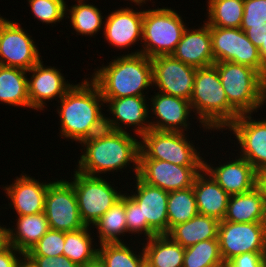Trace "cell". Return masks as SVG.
Returning <instances> with one entry per match:
<instances>
[{
	"mask_svg": "<svg viewBox=\"0 0 266 267\" xmlns=\"http://www.w3.org/2000/svg\"><path fill=\"white\" fill-rule=\"evenodd\" d=\"M91 76L89 79L98 86L103 99L146 96L144 90L153 87L151 58L144 54H123L97 68Z\"/></svg>",
	"mask_w": 266,
	"mask_h": 267,
	"instance_id": "cell-1",
	"label": "cell"
},
{
	"mask_svg": "<svg viewBox=\"0 0 266 267\" xmlns=\"http://www.w3.org/2000/svg\"><path fill=\"white\" fill-rule=\"evenodd\" d=\"M86 146V147H85ZM76 171L88 176H100L129 167L138 175L139 141L129 132H116L113 136L84 144ZM84 150V151H83ZM100 173V174H99Z\"/></svg>",
	"mask_w": 266,
	"mask_h": 267,
	"instance_id": "cell-2",
	"label": "cell"
},
{
	"mask_svg": "<svg viewBox=\"0 0 266 267\" xmlns=\"http://www.w3.org/2000/svg\"><path fill=\"white\" fill-rule=\"evenodd\" d=\"M190 104L205 130L223 131L240 116L230 106L213 65L196 69Z\"/></svg>",
	"mask_w": 266,
	"mask_h": 267,
	"instance_id": "cell-3",
	"label": "cell"
},
{
	"mask_svg": "<svg viewBox=\"0 0 266 267\" xmlns=\"http://www.w3.org/2000/svg\"><path fill=\"white\" fill-rule=\"evenodd\" d=\"M73 86L59 101L56 111L60 118V137L80 142L89 127L103 112L105 101L98 86L88 78Z\"/></svg>",
	"mask_w": 266,
	"mask_h": 267,
	"instance_id": "cell-4",
	"label": "cell"
},
{
	"mask_svg": "<svg viewBox=\"0 0 266 267\" xmlns=\"http://www.w3.org/2000/svg\"><path fill=\"white\" fill-rule=\"evenodd\" d=\"M213 66L230 106L239 115L258 112L266 103V79L258 71L234 62H215Z\"/></svg>",
	"mask_w": 266,
	"mask_h": 267,
	"instance_id": "cell-5",
	"label": "cell"
},
{
	"mask_svg": "<svg viewBox=\"0 0 266 267\" xmlns=\"http://www.w3.org/2000/svg\"><path fill=\"white\" fill-rule=\"evenodd\" d=\"M180 14L170 7L144 10L141 50L129 55L144 54L152 58L172 55L187 28Z\"/></svg>",
	"mask_w": 266,
	"mask_h": 267,
	"instance_id": "cell-6",
	"label": "cell"
},
{
	"mask_svg": "<svg viewBox=\"0 0 266 267\" xmlns=\"http://www.w3.org/2000/svg\"><path fill=\"white\" fill-rule=\"evenodd\" d=\"M185 132L150 129L139 139V159L168 161L179 166H203L204 158Z\"/></svg>",
	"mask_w": 266,
	"mask_h": 267,
	"instance_id": "cell-7",
	"label": "cell"
},
{
	"mask_svg": "<svg viewBox=\"0 0 266 267\" xmlns=\"http://www.w3.org/2000/svg\"><path fill=\"white\" fill-rule=\"evenodd\" d=\"M73 185L81 219L86 226H91L118 200L123 193L117 191L107 178L101 176H88L78 171H73Z\"/></svg>",
	"mask_w": 266,
	"mask_h": 267,
	"instance_id": "cell-8",
	"label": "cell"
},
{
	"mask_svg": "<svg viewBox=\"0 0 266 267\" xmlns=\"http://www.w3.org/2000/svg\"><path fill=\"white\" fill-rule=\"evenodd\" d=\"M215 62H234L251 67L266 79V66L258 48L241 28L210 27Z\"/></svg>",
	"mask_w": 266,
	"mask_h": 267,
	"instance_id": "cell-9",
	"label": "cell"
},
{
	"mask_svg": "<svg viewBox=\"0 0 266 267\" xmlns=\"http://www.w3.org/2000/svg\"><path fill=\"white\" fill-rule=\"evenodd\" d=\"M31 38L21 24L0 14V65L29 71L42 59Z\"/></svg>",
	"mask_w": 266,
	"mask_h": 267,
	"instance_id": "cell-10",
	"label": "cell"
},
{
	"mask_svg": "<svg viewBox=\"0 0 266 267\" xmlns=\"http://www.w3.org/2000/svg\"><path fill=\"white\" fill-rule=\"evenodd\" d=\"M44 213L50 229L69 232L85 227L73 185L66 179L53 181L47 189Z\"/></svg>",
	"mask_w": 266,
	"mask_h": 267,
	"instance_id": "cell-11",
	"label": "cell"
},
{
	"mask_svg": "<svg viewBox=\"0 0 266 267\" xmlns=\"http://www.w3.org/2000/svg\"><path fill=\"white\" fill-rule=\"evenodd\" d=\"M218 240L225 264L243 253L266 252V222L220 221Z\"/></svg>",
	"mask_w": 266,
	"mask_h": 267,
	"instance_id": "cell-12",
	"label": "cell"
},
{
	"mask_svg": "<svg viewBox=\"0 0 266 267\" xmlns=\"http://www.w3.org/2000/svg\"><path fill=\"white\" fill-rule=\"evenodd\" d=\"M151 63L155 89L190 101L197 68L177 60L173 55L152 57Z\"/></svg>",
	"mask_w": 266,
	"mask_h": 267,
	"instance_id": "cell-13",
	"label": "cell"
},
{
	"mask_svg": "<svg viewBox=\"0 0 266 267\" xmlns=\"http://www.w3.org/2000/svg\"><path fill=\"white\" fill-rule=\"evenodd\" d=\"M202 169L203 166H179L168 161L139 159L137 176L148 185L172 192L192 187Z\"/></svg>",
	"mask_w": 266,
	"mask_h": 267,
	"instance_id": "cell-14",
	"label": "cell"
},
{
	"mask_svg": "<svg viewBox=\"0 0 266 267\" xmlns=\"http://www.w3.org/2000/svg\"><path fill=\"white\" fill-rule=\"evenodd\" d=\"M252 113L241 114L225 130L232 131L245 158L256 170L266 168V119H252Z\"/></svg>",
	"mask_w": 266,
	"mask_h": 267,
	"instance_id": "cell-15",
	"label": "cell"
},
{
	"mask_svg": "<svg viewBox=\"0 0 266 267\" xmlns=\"http://www.w3.org/2000/svg\"><path fill=\"white\" fill-rule=\"evenodd\" d=\"M59 70L56 67L44 65L41 59L27 72L29 75L32 74L28 78L29 109L44 110L46 101L61 100L73 86L68 80L66 81Z\"/></svg>",
	"mask_w": 266,
	"mask_h": 267,
	"instance_id": "cell-16",
	"label": "cell"
},
{
	"mask_svg": "<svg viewBox=\"0 0 266 267\" xmlns=\"http://www.w3.org/2000/svg\"><path fill=\"white\" fill-rule=\"evenodd\" d=\"M148 100L152 102L149 112L155 115L153 118L156 117L153 122L149 121L151 129L177 132L190 129L191 124L188 122V117L191 116L190 113L192 112L190 101L162 92H157Z\"/></svg>",
	"mask_w": 266,
	"mask_h": 267,
	"instance_id": "cell-17",
	"label": "cell"
},
{
	"mask_svg": "<svg viewBox=\"0 0 266 267\" xmlns=\"http://www.w3.org/2000/svg\"><path fill=\"white\" fill-rule=\"evenodd\" d=\"M144 10H133V7L116 9L110 12L103 27L104 38L114 48H128L137 41L142 42Z\"/></svg>",
	"mask_w": 266,
	"mask_h": 267,
	"instance_id": "cell-18",
	"label": "cell"
},
{
	"mask_svg": "<svg viewBox=\"0 0 266 267\" xmlns=\"http://www.w3.org/2000/svg\"><path fill=\"white\" fill-rule=\"evenodd\" d=\"M236 158L215 168L203 160V169L229 195L242 194L257 186L254 167L245 158Z\"/></svg>",
	"mask_w": 266,
	"mask_h": 267,
	"instance_id": "cell-19",
	"label": "cell"
},
{
	"mask_svg": "<svg viewBox=\"0 0 266 267\" xmlns=\"http://www.w3.org/2000/svg\"><path fill=\"white\" fill-rule=\"evenodd\" d=\"M52 181L40 182L35 177L21 174L10 185L3 188L10 199L9 206L13 207L17 216L34 215L44 212L45 197L48 186Z\"/></svg>",
	"mask_w": 266,
	"mask_h": 267,
	"instance_id": "cell-20",
	"label": "cell"
},
{
	"mask_svg": "<svg viewBox=\"0 0 266 267\" xmlns=\"http://www.w3.org/2000/svg\"><path fill=\"white\" fill-rule=\"evenodd\" d=\"M135 192L131 197L140 205L142 221H147L148 225L158 234L168 233L167 202L169 192L159 187L148 185L138 176H135Z\"/></svg>",
	"mask_w": 266,
	"mask_h": 267,
	"instance_id": "cell-21",
	"label": "cell"
},
{
	"mask_svg": "<svg viewBox=\"0 0 266 267\" xmlns=\"http://www.w3.org/2000/svg\"><path fill=\"white\" fill-rule=\"evenodd\" d=\"M109 115L113 116L115 127L118 131L127 132V127L132 128L135 134L140 138L143 134L151 129L149 113V105L145 96H131L117 99H104ZM123 125H121V124ZM124 127V128H122ZM126 127V128H125Z\"/></svg>",
	"mask_w": 266,
	"mask_h": 267,
	"instance_id": "cell-22",
	"label": "cell"
},
{
	"mask_svg": "<svg viewBox=\"0 0 266 267\" xmlns=\"http://www.w3.org/2000/svg\"><path fill=\"white\" fill-rule=\"evenodd\" d=\"M172 55L177 60L195 68L212 66L215 61L210 26L204 22L199 29L192 30L187 27Z\"/></svg>",
	"mask_w": 266,
	"mask_h": 267,
	"instance_id": "cell-23",
	"label": "cell"
},
{
	"mask_svg": "<svg viewBox=\"0 0 266 267\" xmlns=\"http://www.w3.org/2000/svg\"><path fill=\"white\" fill-rule=\"evenodd\" d=\"M192 187L198 213L222 221L230 195L204 169L196 176Z\"/></svg>",
	"mask_w": 266,
	"mask_h": 267,
	"instance_id": "cell-24",
	"label": "cell"
},
{
	"mask_svg": "<svg viewBox=\"0 0 266 267\" xmlns=\"http://www.w3.org/2000/svg\"><path fill=\"white\" fill-rule=\"evenodd\" d=\"M222 221L266 222V200L260 188L256 186L248 192L230 195Z\"/></svg>",
	"mask_w": 266,
	"mask_h": 267,
	"instance_id": "cell-25",
	"label": "cell"
},
{
	"mask_svg": "<svg viewBox=\"0 0 266 267\" xmlns=\"http://www.w3.org/2000/svg\"><path fill=\"white\" fill-rule=\"evenodd\" d=\"M16 228L6 229L7 243L24 255L50 229L44 212L16 217Z\"/></svg>",
	"mask_w": 266,
	"mask_h": 267,
	"instance_id": "cell-26",
	"label": "cell"
},
{
	"mask_svg": "<svg viewBox=\"0 0 266 267\" xmlns=\"http://www.w3.org/2000/svg\"><path fill=\"white\" fill-rule=\"evenodd\" d=\"M219 223L220 221L214 217L198 213L189 221L173 226L167 235L187 248L201 241L218 239Z\"/></svg>",
	"mask_w": 266,
	"mask_h": 267,
	"instance_id": "cell-27",
	"label": "cell"
},
{
	"mask_svg": "<svg viewBox=\"0 0 266 267\" xmlns=\"http://www.w3.org/2000/svg\"><path fill=\"white\" fill-rule=\"evenodd\" d=\"M146 242L141 244L146 267H183L185 248L167 234L155 235Z\"/></svg>",
	"mask_w": 266,
	"mask_h": 267,
	"instance_id": "cell-28",
	"label": "cell"
},
{
	"mask_svg": "<svg viewBox=\"0 0 266 267\" xmlns=\"http://www.w3.org/2000/svg\"><path fill=\"white\" fill-rule=\"evenodd\" d=\"M28 71L0 65V102L29 108Z\"/></svg>",
	"mask_w": 266,
	"mask_h": 267,
	"instance_id": "cell-29",
	"label": "cell"
},
{
	"mask_svg": "<svg viewBox=\"0 0 266 267\" xmlns=\"http://www.w3.org/2000/svg\"><path fill=\"white\" fill-rule=\"evenodd\" d=\"M97 229L98 242L103 243H122L127 233L126 214H125V194L121 196L110 209H108L94 224ZM126 232V233H125ZM124 234V235H123ZM120 235V236H119Z\"/></svg>",
	"mask_w": 266,
	"mask_h": 267,
	"instance_id": "cell-30",
	"label": "cell"
},
{
	"mask_svg": "<svg viewBox=\"0 0 266 267\" xmlns=\"http://www.w3.org/2000/svg\"><path fill=\"white\" fill-rule=\"evenodd\" d=\"M92 226H85L75 231L65 232V244L63 248V256L84 266L98 257V248L92 244L91 237Z\"/></svg>",
	"mask_w": 266,
	"mask_h": 267,
	"instance_id": "cell-31",
	"label": "cell"
},
{
	"mask_svg": "<svg viewBox=\"0 0 266 267\" xmlns=\"http://www.w3.org/2000/svg\"><path fill=\"white\" fill-rule=\"evenodd\" d=\"M207 20L210 27L240 28L244 0H207Z\"/></svg>",
	"mask_w": 266,
	"mask_h": 267,
	"instance_id": "cell-32",
	"label": "cell"
},
{
	"mask_svg": "<svg viewBox=\"0 0 266 267\" xmlns=\"http://www.w3.org/2000/svg\"><path fill=\"white\" fill-rule=\"evenodd\" d=\"M66 12L69 13H66V16L70 15L67 17L70 18L72 28L78 33L76 35L92 37L103 27L104 21L102 19L105 17L102 16L101 10L94 4H88L85 1L77 2L70 9L66 7Z\"/></svg>",
	"mask_w": 266,
	"mask_h": 267,
	"instance_id": "cell-33",
	"label": "cell"
},
{
	"mask_svg": "<svg viewBox=\"0 0 266 267\" xmlns=\"http://www.w3.org/2000/svg\"><path fill=\"white\" fill-rule=\"evenodd\" d=\"M98 258L105 267H146L145 255L136 254L128 244L124 243H103L99 244ZM135 253V254H134Z\"/></svg>",
	"mask_w": 266,
	"mask_h": 267,
	"instance_id": "cell-34",
	"label": "cell"
},
{
	"mask_svg": "<svg viewBox=\"0 0 266 267\" xmlns=\"http://www.w3.org/2000/svg\"><path fill=\"white\" fill-rule=\"evenodd\" d=\"M198 214L193 187L169 192L167 202L168 232Z\"/></svg>",
	"mask_w": 266,
	"mask_h": 267,
	"instance_id": "cell-35",
	"label": "cell"
},
{
	"mask_svg": "<svg viewBox=\"0 0 266 267\" xmlns=\"http://www.w3.org/2000/svg\"><path fill=\"white\" fill-rule=\"evenodd\" d=\"M218 239L201 241L185 248L183 267H225Z\"/></svg>",
	"mask_w": 266,
	"mask_h": 267,
	"instance_id": "cell-36",
	"label": "cell"
},
{
	"mask_svg": "<svg viewBox=\"0 0 266 267\" xmlns=\"http://www.w3.org/2000/svg\"><path fill=\"white\" fill-rule=\"evenodd\" d=\"M34 18L42 23L57 24L66 17V1L63 0H28Z\"/></svg>",
	"mask_w": 266,
	"mask_h": 267,
	"instance_id": "cell-37",
	"label": "cell"
},
{
	"mask_svg": "<svg viewBox=\"0 0 266 267\" xmlns=\"http://www.w3.org/2000/svg\"><path fill=\"white\" fill-rule=\"evenodd\" d=\"M65 232L49 229L25 256H63Z\"/></svg>",
	"mask_w": 266,
	"mask_h": 267,
	"instance_id": "cell-38",
	"label": "cell"
},
{
	"mask_svg": "<svg viewBox=\"0 0 266 267\" xmlns=\"http://www.w3.org/2000/svg\"><path fill=\"white\" fill-rule=\"evenodd\" d=\"M125 214L127 232L129 234H138V236L144 233L145 239L158 235L147 223L142 221V213L140 205L129 195L125 193ZM142 232V233H141Z\"/></svg>",
	"mask_w": 266,
	"mask_h": 267,
	"instance_id": "cell-39",
	"label": "cell"
},
{
	"mask_svg": "<svg viewBox=\"0 0 266 267\" xmlns=\"http://www.w3.org/2000/svg\"><path fill=\"white\" fill-rule=\"evenodd\" d=\"M118 130L115 127L113 120L101 113L99 117L89 127L85 137L79 142L82 146L86 143L101 140L113 136Z\"/></svg>",
	"mask_w": 266,
	"mask_h": 267,
	"instance_id": "cell-40",
	"label": "cell"
},
{
	"mask_svg": "<svg viewBox=\"0 0 266 267\" xmlns=\"http://www.w3.org/2000/svg\"><path fill=\"white\" fill-rule=\"evenodd\" d=\"M241 25H266V0H244Z\"/></svg>",
	"mask_w": 266,
	"mask_h": 267,
	"instance_id": "cell-41",
	"label": "cell"
},
{
	"mask_svg": "<svg viewBox=\"0 0 266 267\" xmlns=\"http://www.w3.org/2000/svg\"><path fill=\"white\" fill-rule=\"evenodd\" d=\"M225 267H266V252H249L230 259Z\"/></svg>",
	"mask_w": 266,
	"mask_h": 267,
	"instance_id": "cell-42",
	"label": "cell"
},
{
	"mask_svg": "<svg viewBox=\"0 0 266 267\" xmlns=\"http://www.w3.org/2000/svg\"><path fill=\"white\" fill-rule=\"evenodd\" d=\"M34 267H81L65 256H25Z\"/></svg>",
	"mask_w": 266,
	"mask_h": 267,
	"instance_id": "cell-43",
	"label": "cell"
},
{
	"mask_svg": "<svg viewBox=\"0 0 266 267\" xmlns=\"http://www.w3.org/2000/svg\"><path fill=\"white\" fill-rule=\"evenodd\" d=\"M24 258L25 255L22 252L8 243L0 249V267H18Z\"/></svg>",
	"mask_w": 266,
	"mask_h": 267,
	"instance_id": "cell-44",
	"label": "cell"
},
{
	"mask_svg": "<svg viewBox=\"0 0 266 267\" xmlns=\"http://www.w3.org/2000/svg\"><path fill=\"white\" fill-rule=\"evenodd\" d=\"M240 28L258 49L266 42V25H241Z\"/></svg>",
	"mask_w": 266,
	"mask_h": 267,
	"instance_id": "cell-45",
	"label": "cell"
},
{
	"mask_svg": "<svg viewBox=\"0 0 266 267\" xmlns=\"http://www.w3.org/2000/svg\"><path fill=\"white\" fill-rule=\"evenodd\" d=\"M257 186L262 191L266 200V168L257 172Z\"/></svg>",
	"mask_w": 266,
	"mask_h": 267,
	"instance_id": "cell-46",
	"label": "cell"
},
{
	"mask_svg": "<svg viewBox=\"0 0 266 267\" xmlns=\"http://www.w3.org/2000/svg\"><path fill=\"white\" fill-rule=\"evenodd\" d=\"M7 227L0 225V249L3 248L7 244V235H6Z\"/></svg>",
	"mask_w": 266,
	"mask_h": 267,
	"instance_id": "cell-47",
	"label": "cell"
},
{
	"mask_svg": "<svg viewBox=\"0 0 266 267\" xmlns=\"http://www.w3.org/2000/svg\"><path fill=\"white\" fill-rule=\"evenodd\" d=\"M81 267H105L104 264L101 262V260L97 257L95 260L87 263L84 266Z\"/></svg>",
	"mask_w": 266,
	"mask_h": 267,
	"instance_id": "cell-48",
	"label": "cell"
},
{
	"mask_svg": "<svg viewBox=\"0 0 266 267\" xmlns=\"http://www.w3.org/2000/svg\"><path fill=\"white\" fill-rule=\"evenodd\" d=\"M258 50H259L260 58L263 64L266 66V42L265 44H262V46Z\"/></svg>",
	"mask_w": 266,
	"mask_h": 267,
	"instance_id": "cell-49",
	"label": "cell"
},
{
	"mask_svg": "<svg viewBox=\"0 0 266 267\" xmlns=\"http://www.w3.org/2000/svg\"><path fill=\"white\" fill-rule=\"evenodd\" d=\"M18 267H34V266L24 258V260L19 264Z\"/></svg>",
	"mask_w": 266,
	"mask_h": 267,
	"instance_id": "cell-50",
	"label": "cell"
},
{
	"mask_svg": "<svg viewBox=\"0 0 266 267\" xmlns=\"http://www.w3.org/2000/svg\"><path fill=\"white\" fill-rule=\"evenodd\" d=\"M129 1L134 2L135 5H137V6H139V5L142 6L144 3L146 4V2L148 0H129Z\"/></svg>",
	"mask_w": 266,
	"mask_h": 267,
	"instance_id": "cell-51",
	"label": "cell"
}]
</instances>
